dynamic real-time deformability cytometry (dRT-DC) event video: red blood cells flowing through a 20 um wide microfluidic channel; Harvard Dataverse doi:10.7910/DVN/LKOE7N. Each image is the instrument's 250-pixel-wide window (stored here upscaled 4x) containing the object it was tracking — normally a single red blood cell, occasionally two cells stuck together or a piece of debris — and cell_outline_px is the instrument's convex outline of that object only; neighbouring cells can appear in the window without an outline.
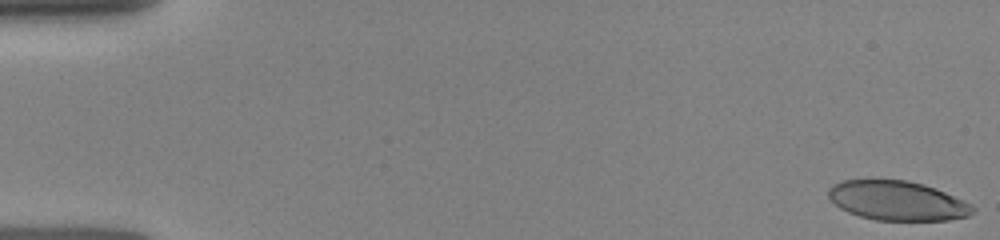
{"species": "human", "species_latin": "Homo sapiens", "temperature_condition": "room temperature", "stored_images_in_passage": 15, "camera_frame_rate_fps": 3000, "um_per_image_px": 0.085, "donor": {"sex": "female"}, "frame": {"image": 1, "passage_image": 1, "time_ms": 0.0, "image_size_px": [1000, 240], "cell_outline_px": [[976, 208], [968, 216], [948, 220], [876, 220], [860, 216], [848, 212], [840, 208], [828, 196], [828, 188], [832, 184], [844, 180], [908, 180], [924, 184], [936, 188], [964, 200], [972, 204]], "centroid_in_image_um": [76.29, 17.05], "position_along_channel_um": 8.7, "area_um2": 33.18}}
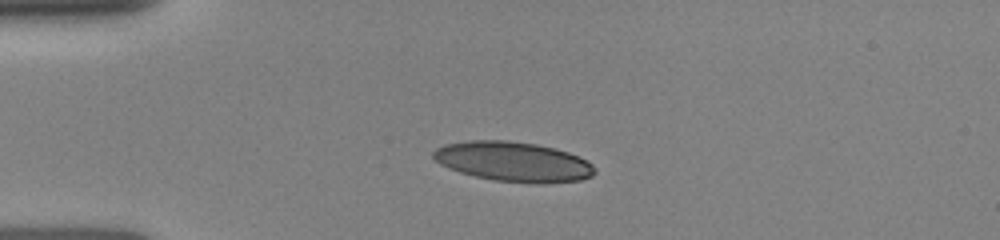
{"frame": {"image": 2, "passage_image": 9, "time_ms": 3.667, "image_size_px": [1000, 240], "cell_outline_px": [[596, 172], [592, 176], [580, 180], [536, 184], [496, 180], [476, 176], [460, 172], [448, 168], [440, 164], [432, 156], [432, 152], [436, 148], [444, 144], [468, 140], [508, 140], [536, 144], [556, 148], [568, 152], [592, 164], [596, 168]], "centroid_in_image_um": [43.62, 13.73], "position_along_channel_um": 41.4, "area_um2": 37.45}}
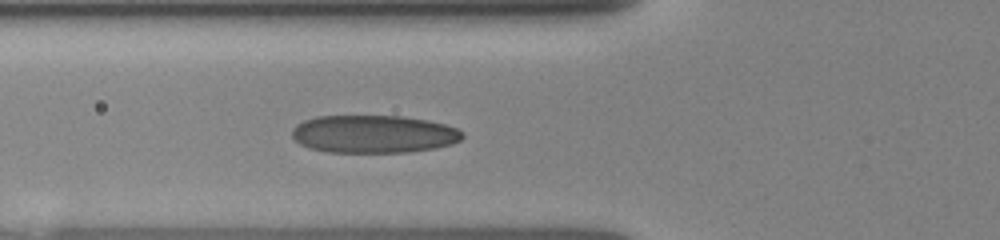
{"frame": {"image": 3, "passage_image": 15, "time_ms": 5.667, "image_size_px": [1000, 240], "cell_outline_px": [[464, 136], [460, 140], [452, 144], [436, 148], [408, 152], [328, 152], [308, 148], [300, 144], [292, 136], [292, 128], [296, 124], [304, 120], [316, 116], [400, 116], [428, 120], [444, 124], [456, 128], [464, 132]], "centroid_in_image_um": [31.75, 11.39], "position_along_channel_um": 94.0, "area_um2": 37.74}}